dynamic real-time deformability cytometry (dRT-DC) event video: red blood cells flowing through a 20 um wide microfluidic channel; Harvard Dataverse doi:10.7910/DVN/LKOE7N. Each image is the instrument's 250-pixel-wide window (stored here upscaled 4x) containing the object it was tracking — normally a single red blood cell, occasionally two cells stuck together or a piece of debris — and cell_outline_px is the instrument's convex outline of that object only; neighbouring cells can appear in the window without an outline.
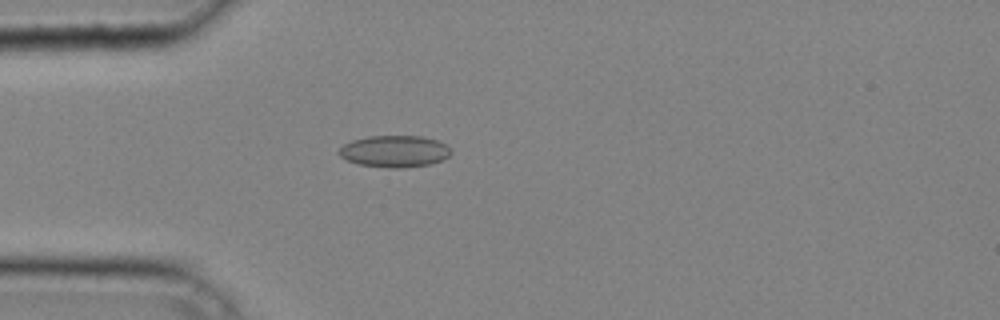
{"species": "common noctule bat (a hibernating species)", "species_latin": "Nyctalus noctula", "temperature_condition": "cold", "stored_images_in_passage": 40, "camera_frame_rate_fps": 3000, "um_per_image_px": 0.085, "animal": {"sex": "male", "body_mass_g": 20.4}, "frame": {"image": 1, "passage_image": 12, "time_ms": 3.667, "image_size_px": [1000, 320], "cell_outline_px": [[452, 152], [448, 156], [432, 164], [404, 168], [392, 168], [360, 164], [348, 160], [340, 156], [336, 152], [344, 144], [352, 140], [368, 136], [420, 136], [436, 140], [444, 144]], "centroid_in_image_um": [33.51, 12.86], "position_along_channel_um": 51.5, "area_um2": 20.58}}
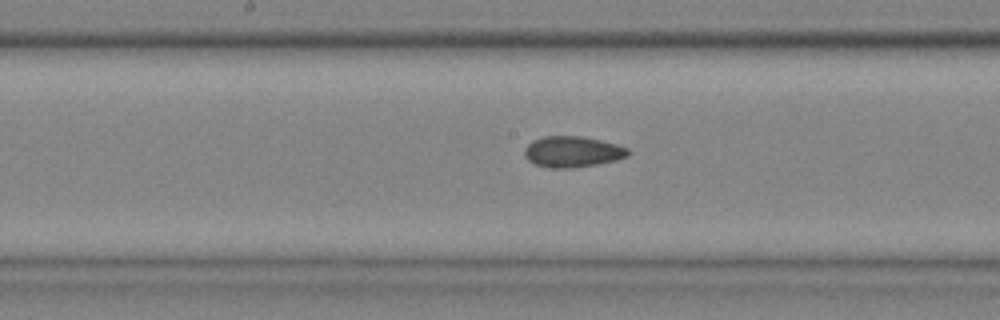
{"frame": {"image": 2, "passage_image": 22, "time_ms": 7.0, "image_size_px": [1000, 320], "cell_outline_px": [[632, 152], [628, 156], [616, 160], [596, 164], [568, 168], [548, 168], [536, 164], [528, 160], [524, 156], [524, 148], [532, 140], [544, 136], [580, 136], [600, 140], [616, 144], [628, 148]], "centroid_in_image_um": [48.65, 12.89], "position_along_channel_um": 199.5, "area_um2": 18.73}}
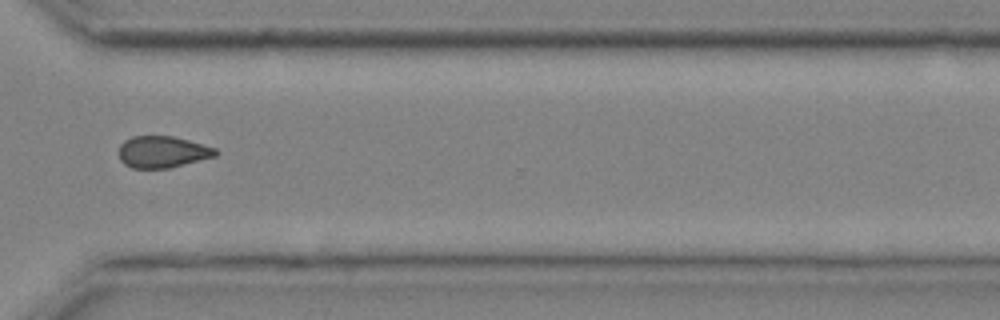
{"frame": {"image": 3, "passage_image": 32, "time_ms": 10.333, "image_size_px": [1000, 320], "cell_outline_px": [[220, 152], [216, 156], [168, 168], [132, 168], [124, 164], [120, 160], [120, 144], [124, 140], [132, 136], [172, 136], [188, 140], [216, 148]], "centroid_in_image_um": [13.81, 12.91], "position_along_channel_um": 356.8, "area_um2": 17.8}}